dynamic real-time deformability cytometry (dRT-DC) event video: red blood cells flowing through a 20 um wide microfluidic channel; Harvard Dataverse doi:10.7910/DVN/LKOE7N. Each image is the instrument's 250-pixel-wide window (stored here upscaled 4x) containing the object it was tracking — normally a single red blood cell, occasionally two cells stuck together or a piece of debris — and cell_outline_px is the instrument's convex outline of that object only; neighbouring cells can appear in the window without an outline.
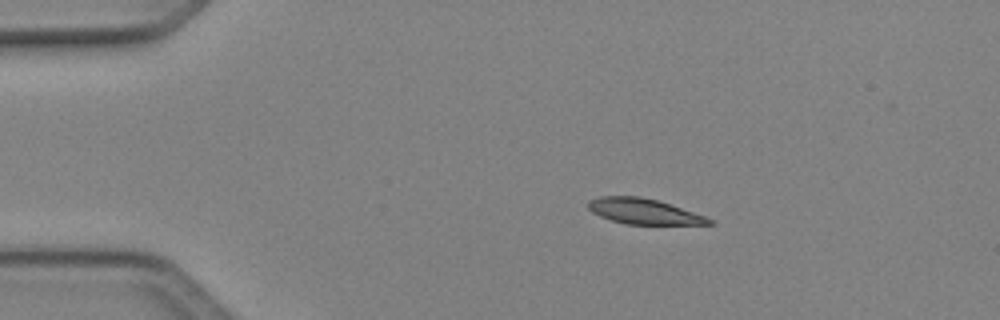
{"species": "Egyptian fruit bat (a non-hibernating species)", "species_latin": "Rousettus aegyptiacus", "temperature_condition": "cold", "stored_images_in_passage": 47, "camera_frame_rate_fps": 3000, "um_per_image_px": 0.085, "animal": {"sex": "female"}, "frame": {"image": 1, "passage_image": 7, "time_ms": 2.0, "image_size_px": [1000, 320], "cell_outline_px": [[716, 224], [624, 224], [600, 216], [592, 212], [588, 208], [588, 200], [600, 196], [640, 196], [656, 200], [704, 216], [712, 220]], "centroid_in_image_um": [54.66, 17.96], "position_along_channel_um": 30.3, "area_um2": 17.63}}
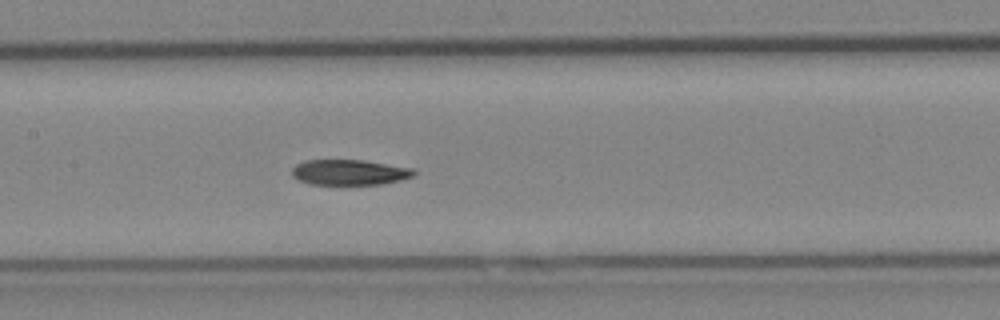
{"frame": {"image": 2, "passage_image": 22, "time_ms": 7.0, "image_size_px": [1000, 320], "cell_outline_px": [[416, 176], [384, 184], [308, 184], [292, 176], [292, 168], [296, 164], [308, 160], [364, 160], [416, 168]], "centroid_in_image_um": [29.77, 14.64], "position_along_channel_um": 177.6, "area_um2": 18.26}}
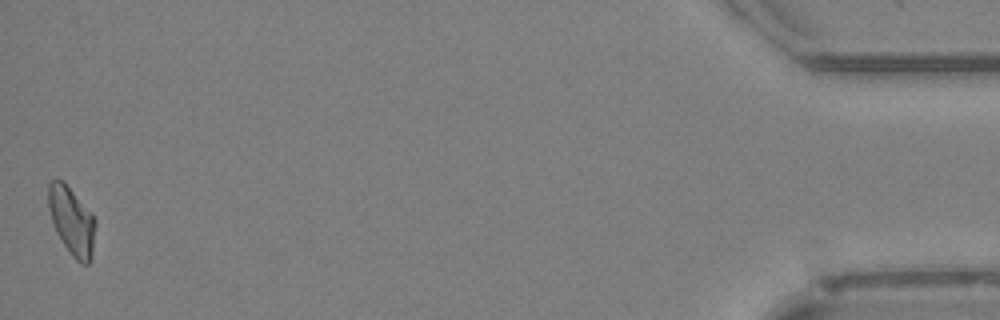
{"frame": {"image": 3, "passage_image": 47, "time_ms": 15.333, "image_size_px": [1000, 320], "cell_outline_px": [[96, 224], [92, 260], [88, 264], [80, 264], [72, 256], [56, 232], [48, 208], [48, 184], [56, 176], [64, 180], [92, 212], [96, 220]], "centroid_in_image_um": [6.12, 18.74], "position_along_channel_um": 429.1, "area_um2": 19.19}, "authors_computed_cell_mechanics": {"area_um2": 18.785, "velocity_mm_per_s": 4.1238, "shape_relaxation_time_tau1_ms": 4.6285, "shape_relaxation_time_tau2_ms": null, "deformation_change_tau1": 0.1348, "deformation_change_tau2": null}}